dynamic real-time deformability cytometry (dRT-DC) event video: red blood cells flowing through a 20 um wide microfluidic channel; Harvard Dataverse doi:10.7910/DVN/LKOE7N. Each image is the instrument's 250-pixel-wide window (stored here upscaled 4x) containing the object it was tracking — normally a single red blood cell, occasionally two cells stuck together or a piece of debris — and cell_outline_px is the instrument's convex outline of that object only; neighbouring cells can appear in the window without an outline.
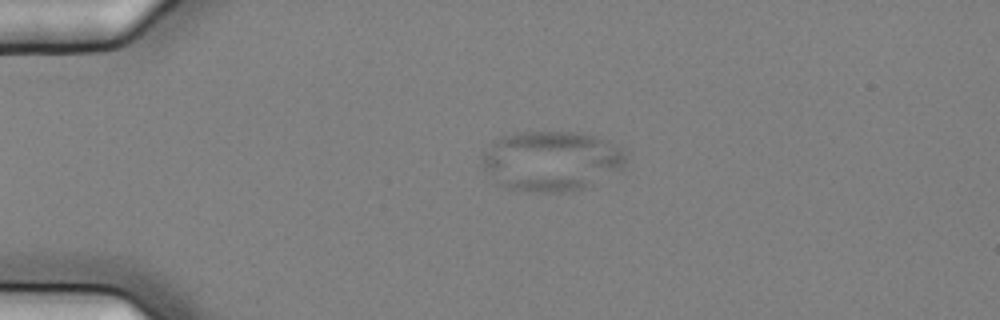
{"species": "common noctule bat (a hibernating species)", "species_latin": "Nyctalus noctula", "temperature_condition": "cold", "stored_images_in_passage": 4, "camera_frame_rate_fps": 3000, "um_per_image_px": 0.085, "animal": {"sex": "female", "body_mass_g": 25.1}, "frame": {"image": 1, "passage_image": 2, "time_ms": 0.333, "image_size_px": [1000, 320], "cell_outline_px": [[628, 156], [624, 164], [620, 168], [592, 184], [584, 188], [568, 192], [512, 192], [496, 184], [480, 164], [484, 152], [492, 140], [500, 136], [516, 132], [576, 132], [608, 140], [628, 148]], "centroid_in_image_um": [46.83, 13.68], "position_along_channel_um": 38.2, "area_um2": 51.33}}